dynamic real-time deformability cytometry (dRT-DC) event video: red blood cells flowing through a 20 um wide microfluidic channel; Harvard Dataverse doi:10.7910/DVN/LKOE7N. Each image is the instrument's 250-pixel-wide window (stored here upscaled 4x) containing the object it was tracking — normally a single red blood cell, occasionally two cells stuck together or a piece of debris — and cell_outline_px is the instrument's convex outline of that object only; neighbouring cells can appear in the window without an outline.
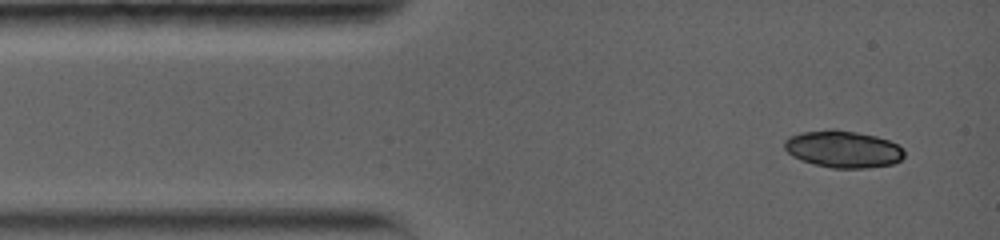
{"species": "common noctule bat (a hibernating species)", "species_latin": "Nyctalus noctula", "temperature_condition": "warm", "stored_images_in_passage": 2, "camera_frame_rate_fps": 5000, "um_per_image_px": 0.085, "animal": {"sex": "female", "body_mass_g": 19.0, "forearm_length_mm": 56.7}, "frame": {"image": 1, "passage_image": 1, "time_ms": 0.0, "image_size_px": [1000, 240], "cell_outline_px": [[904, 156], [900, 160], [892, 164], [864, 168], [832, 168], [800, 160], [792, 156], [784, 148], [784, 140], [788, 136], [800, 132], [828, 128], [836, 128], [876, 136], [888, 140], [904, 148]], "centroid_in_image_um": [71.63, 12.65], "position_along_channel_um": 13.4, "area_um2": 26.13}}